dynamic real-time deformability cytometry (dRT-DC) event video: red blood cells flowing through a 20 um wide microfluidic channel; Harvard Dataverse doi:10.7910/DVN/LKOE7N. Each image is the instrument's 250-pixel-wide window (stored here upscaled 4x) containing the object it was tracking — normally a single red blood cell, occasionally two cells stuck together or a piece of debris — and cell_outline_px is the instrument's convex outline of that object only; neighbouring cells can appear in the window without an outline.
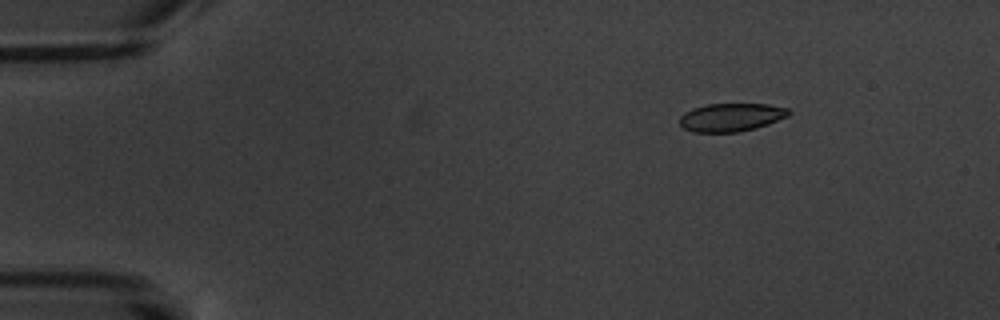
{"species": "common noctule bat (a hibernating species)", "species_latin": "Nyctalus noctula", "temperature_condition": "warm", "stored_images_in_passage": 5, "camera_frame_rate_fps": 3000, "um_per_image_px": 0.085, "animal": {"sex": "male", "body_mass_g": 20.1, "forearm_length_mm": 53.5}, "frame": {"image": 1, "passage_image": 3, "time_ms": 2.333, "image_size_px": [1000, 320], "cell_outline_px": [[792, 112], [788, 116], [768, 124], [756, 128], [736, 132], [692, 132], [684, 128], [680, 124], [680, 116], [684, 112], [692, 108], [708, 104], [768, 104], [788, 108]], "centroid_in_image_um": [62.15, 9.96], "position_along_channel_um": 22.8, "area_um2": 17.98}}